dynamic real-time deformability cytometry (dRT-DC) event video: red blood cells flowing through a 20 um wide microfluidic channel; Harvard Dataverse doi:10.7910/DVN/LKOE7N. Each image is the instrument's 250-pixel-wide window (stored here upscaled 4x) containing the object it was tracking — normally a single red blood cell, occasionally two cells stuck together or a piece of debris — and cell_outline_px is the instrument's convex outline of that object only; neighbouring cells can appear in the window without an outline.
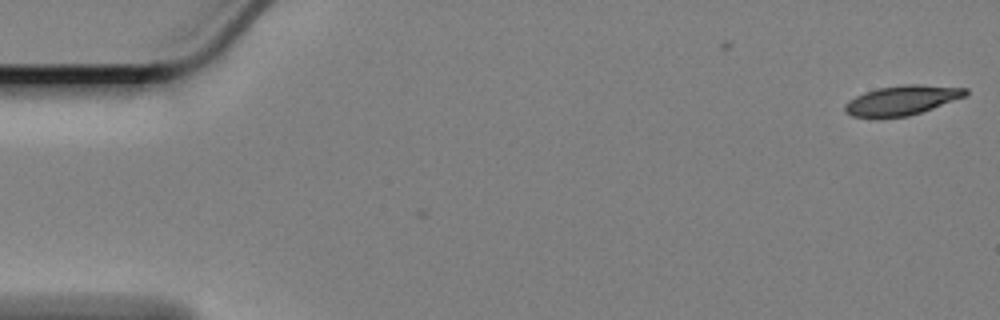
{"species": "Egyptian fruit bat (a non-hibernating species)", "species_latin": "Rousettus aegyptiacus", "temperature_condition": "cold", "stored_images_in_passage": 3, "camera_frame_rate_fps": 3000, "um_per_image_px": 0.085, "animal": {"sex": "female"}, "frame": {"image": 1, "passage_image": 1, "time_ms": 0.0, "image_size_px": [1000, 320], "cell_outline_px": [[968, 96], [908, 116], [852, 116], [844, 112], [844, 104], [848, 100], [864, 92], [876, 88], [904, 84], [920, 84], [968, 88]], "centroid_in_image_um": [76.69, 8.49], "position_along_channel_um": 8.3, "area_um2": 20.69}}